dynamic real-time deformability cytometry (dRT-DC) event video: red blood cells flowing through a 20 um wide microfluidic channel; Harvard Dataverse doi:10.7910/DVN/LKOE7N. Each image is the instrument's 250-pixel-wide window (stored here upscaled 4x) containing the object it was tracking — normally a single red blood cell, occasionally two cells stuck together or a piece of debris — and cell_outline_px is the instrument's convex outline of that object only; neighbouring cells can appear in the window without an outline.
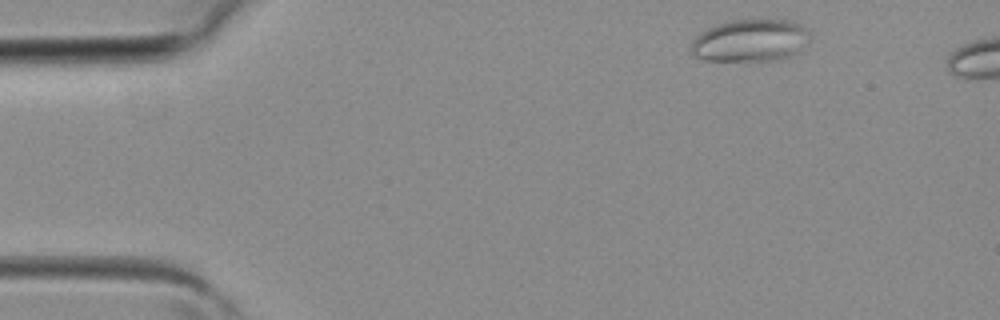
{"species": "common noctule bat (a hibernating species)", "species_latin": "Nyctalus noctula", "temperature_condition": "room temperature", "stored_images_in_passage": 3, "camera_frame_rate_fps": 3000, "um_per_image_px": 0.085, "animal": {"sex": "female", "body_mass_g": 19.3, "forearm_length_mm": 54.1}, "frame": {"image": 1, "passage_image": 1, "time_ms": 0.0, "image_size_px": [1000, 320], "cell_outline_px": [[808, 40], [800, 52], [792, 56], [780, 60], [704, 60], [692, 56], [692, 40], [700, 32], [716, 24], [732, 20], [792, 20], [800, 24], [808, 32]], "centroid_in_image_um": [63.78, 3.45], "position_along_channel_um": 21.2, "area_um2": 29.36}}